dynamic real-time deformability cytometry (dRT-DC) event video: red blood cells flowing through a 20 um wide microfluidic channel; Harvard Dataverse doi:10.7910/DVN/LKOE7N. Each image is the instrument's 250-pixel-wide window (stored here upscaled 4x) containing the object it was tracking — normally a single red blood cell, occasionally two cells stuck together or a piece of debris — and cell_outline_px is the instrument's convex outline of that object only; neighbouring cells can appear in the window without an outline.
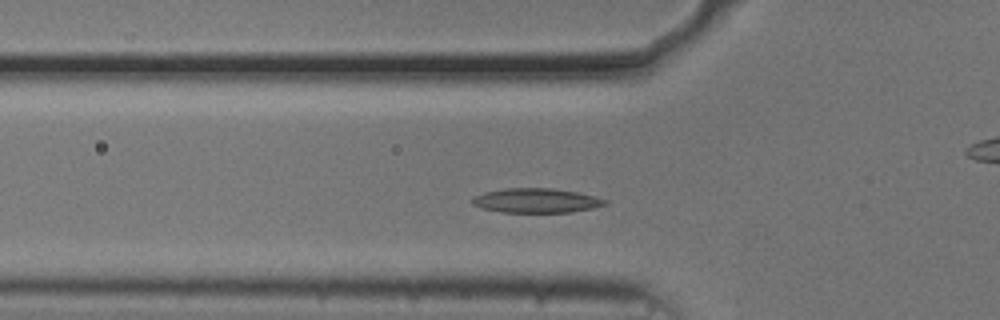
{"species": "common noctule bat (a hibernating species)", "species_latin": "Nyctalus noctula", "temperature_condition": "cold", "stored_images_in_passage": 50, "camera_frame_rate_fps": 3000, "um_per_image_px": 0.085, "animal": {"sex": "male", "body_mass_g": 20.5, "forearm_length_mm": 52.5}, "frame": {"image": 1, "passage_image": 13, "time_ms": 4.0, "image_size_px": [1000, 320], "cell_outline_px": [[608, 204], [592, 208], [572, 212], [500, 212], [484, 208], [472, 204], [472, 200], [476, 196], [484, 192], [504, 188], [552, 188], [576, 192], [608, 200]], "centroid_in_image_um": [45.59, 17.04], "position_along_channel_um": 80.2, "area_um2": 18.73}}
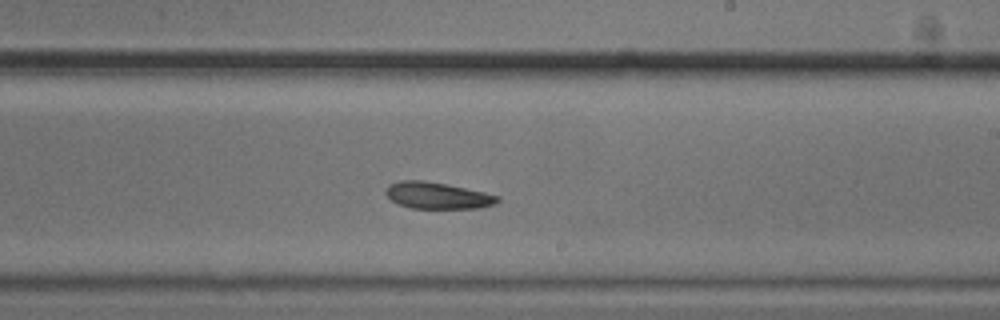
{"frame": {"image": 2, "passage_image": 27, "time_ms": 8.667, "image_size_px": [1000, 320], "cell_outline_px": [[500, 200], [496, 204], [480, 208], [412, 208], [400, 204], [392, 200], [384, 192], [388, 184], [400, 180], [424, 180], [484, 192], [500, 196]], "centroid_in_image_um": [37.19, 16.62], "position_along_channel_um": 251.8, "area_um2": 17.22}}
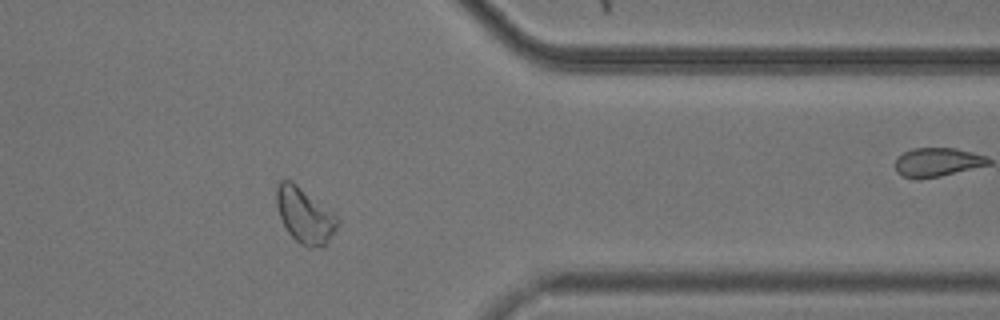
{"frame": {"image": 3, "passage_image": 39, "time_ms": 12.667, "image_size_px": [1000, 320], "cell_outline_px": [[340, 224], [324, 248], [308, 248], [300, 244], [288, 232], [280, 216], [276, 204], [276, 180], [292, 180], [340, 216]], "centroid_in_image_um": [25.95, 18.3], "position_along_channel_um": 385.5, "area_um2": 20.35}, "authors_computed_cell_mechanics": {"area_um2": 18.5249, "velocity_mm_per_s": 3.6714, "shape_relaxation_time_tau1_ms": null, "shape_relaxation_time_tau2_ms": 4.4197, "deformation_change_tau1": null, "deformation_change_tau2": 0.1012}}